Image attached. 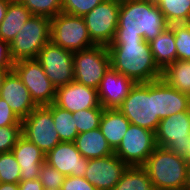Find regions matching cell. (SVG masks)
<instances>
[{"label":"cell","mask_w":190,"mask_h":190,"mask_svg":"<svg viewBox=\"0 0 190 190\" xmlns=\"http://www.w3.org/2000/svg\"><path fill=\"white\" fill-rule=\"evenodd\" d=\"M168 26L155 0H125L113 41L150 42Z\"/></svg>","instance_id":"obj_1"},{"label":"cell","mask_w":190,"mask_h":190,"mask_svg":"<svg viewBox=\"0 0 190 190\" xmlns=\"http://www.w3.org/2000/svg\"><path fill=\"white\" fill-rule=\"evenodd\" d=\"M108 50L111 67L135 83H147L162 78V71L155 63L149 42L112 41Z\"/></svg>","instance_id":"obj_2"},{"label":"cell","mask_w":190,"mask_h":190,"mask_svg":"<svg viewBox=\"0 0 190 190\" xmlns=\"http://www.w3.org/2000/svg\"><path fill=\"white\" fill-rule=\"evenodd\" d=\"M142 168L152 181L154 190L186 188L188 162L167 148L157 146Z\"/></svg>","instance_id":"obj_3"},{"label":"cell","mask_w":190,"mask_h":190,"mask_svg":"<svg viewBox=\"0 0 190 190\" xmlns=\"http://www.w3.org/2000/svg\"><path fill=\"white\" fill-rule=\"evenodd\" d=\"M118 109L131 124L156 132L160 122L156 116V80L135 83Z\"/></svg>","instance_id":"obj_4"},{"label":"cell","mask_w":190,"mask_h":190,"mask_svg":"<svg viewBox=\"0 0 190 190\" xmlns=\"http://www.w3.org/2000/svg\"><path fill=\"white\" fill-rule=\"evenodd\" d=\"M50 41V18L32 15L10 43L14 62L36 59L41 49Z\"/></svg>","instance_id":"obj_5"},{"label":"cell","mask_w":190,"mask_h":190,"mask_svg":"<svg viewBox=\"0 0 190 190\" xmlns=\"http://www.w3.org/2000/svg\"><path fill=\"white\" fill-rule=\"evenodd\" d=\"M74 81L98 89L105 73L111 67L107 46L93 45L73 54Z\"/></svg>","instance_id":"obj_6"},{"label":"cell","mask_w":190,"mask_h":190,"mask_svg":"<svg viewBox=\"0 0 190 190\" xmlns=\"http://www.w3.org/2000/svg\"><path fill=\"white\" fill-rule=\"evenodd\" d=\"M50 41L72 52L95 45L89 36L83 17L64 12L50 19Z\"/></svg>","instance_id":"obj_7"},{"label":"cell","mask_w":190,"mask_h":190,"mask_svg":"<svg viewBox=\"0 0 190 190\" xmlns=\"http://www.w3.org/2000/svg\"><path fill=\"white\" fill-rule=\"evenodd\" d=\"M22 135L45 155L61 142L54 126L52 104L37 106L22 120Z\"/></svg>","instance_id":"obj_8"},{"label":"cell","mask_w":190,"mask_h":190,"mask_svg":"<svg viewBox=\"0 0 190 190\" xmlns=\"http://www.w3.org/2000/svg\"><path fill=\"white\" fill-rule=\"evenodd\" d=\"M13 71L27 87L31 99L37 106H47L54 103L57 89L36 59L14 62Z\"/></svg>","instance_id":"obj_9"},{"label":"cell","mask_w":190,"mask_h":190,"mask_svg":"<svg viewBox=\"0 0 190 190\" xmlns=\"http://www.w3.org/2000/svg\"><path fill=\"white\" fill-rule=\"evenodd\" d=\"M120 2L104 0L83 16L89 36L95 45L109 46L118 26Z\"/></svg>","instance_id":"obj_10"},{"label":"cell","mask_w":190,"mask_h":190,"mask_svg":"<svg viewBox=\"0 0 190 190\" xmlns=\"http://www.w3.org/2000/svg\"><path fill=\"white\" fill-rule=\"evenodd\" d=\"M156 147L155 132L130 124L114 154L128 166L137 167L147 161Z\"/></svg>","instance_id":"obj_11"},{"label":"cell","mask_w":190,"mask_h":190,"mask_svg":"<svg viewBox=\"0 0 190 190\" xmlns=\"http://www.w3.org/2000/svg\"><path fill=\"white\" fill-rule=\"evenodd\" d=\"M73 54L49 41L36 57L56 89L74 81Z\"/></svg>","instance_id":"obj_12"},{"label":"cell","mask_w":190,"mask_h":190,"mask_svg":"<svg viewBox=\"0 0 190 190\" xmlns=\"http://www.w3.org/2000/svg\"><path fill=\"white\" fill-rule=\"evenodd\" d=\"M190 137V109L160 120L155 132L156 145L184 156Z\"/></svg>","instance_id":"obj_13"},{"label":"cell","mask_w":190,"mask_h":190,"mask_svg":"<svg viewBox=\"0 0 190 190\" xmlns=\"http://www.w3.org/2000/svg\"><path fill=\"white\" fill-rule=\"evenodd\" d=\"M129 166L117 155L88 159L84 178L97 190H112Z\"/></svg>","instance_id":"obj_14"},{"label":"cell","mask_w":190,"mask_h":190,"mask_svg":"<svg viewBox=\"0 0 190 190\" xmlns=\"http://www.w3.org/2000/svg\"><path fill=\"white\" fill-rule=\"evenodd\" d=\"M54 104L71 113L90 108H103L97 90L76 81L57 88Z\"/></svg>","instance_id":"obj_15"},{"label":"cell","mask_w":190,"mask_h":190,"mask_svg":"<svg viewBox=\"0 0 190 190\" xmlns=\"http://www.w3.org/2000/svg\"><path fill=\"white\" fill-rule=\"evenodd\" d=\"M45 162L65 177H84L88 168V159L80 154L74 142H60L46 154Z\"/></svg>","instance_id":"obj_16"},{"label":"cell","mask_w":190,"mask_h":190,"mask_svg":"<svg viewBox=\"0 0 190 190\" xmlns=\"http://www.w3.org/2000/svg\"><path fill=\"white\" fill-rule=\"evenodd\" d=\"M0 97L8 103L21 121L37 107L29 90L14 71H9L4 77Z\"/></svg>","instance_id":"obj_17"},{"label":"cell","mask_w":190,"mask_h":190,"mask_svg":"<svg viewBox=\"0 0 190 190\" xmlns=\"http://www.w3.org/2000/svg\"><path fill=\"white\" fill-rule=\"evenodd\" d=\"M134 84L132 79L110 67L97 89L101 106L104 109L118 108Z\"/></svg>","instance_id":"obj_18"},{"label":"cell","mask_w":190,"mask_h":190,"mask_svg":"<svg viewBox=\"0 0 190 190\" xmlns=\"http://www.w3.org/2000/svg\"><path fill=\"white\" fill-rule=\"evenodd\" d=\"M12 153L20 165V181L39 178L46 155L34 143L22 135L12 148Z\"/></svg>","instance_id":"obj_19"},{"label":"cell","mask_w":190,"mask_h":190,"mask_svg":"<svg viewBox=\"0 0 190 190\" xmlns=\"http://www.w3.org/2000/svg\"><path fill=\"white\" fill-rule=\"evenodd\" d=\"M189 109V95L173 88L163 78L156 80V116L160 120Z\"/></svg>","instance_id":"obj_20"},{"label":"cell","mask_w":190,"mask_h":190,"mask_svg":"<svg viewBox=\"0 0 190 190\" xmlns=\"http://www.w3.org/2000/svg\"><path fill=\"white\" fill-rule=\"evenodd\" d=\"M130 124L118 108L104 109L99 128L110 147L115 150L120 145Z\"/></svg>","instance_id":"obj_21"},{"label":"cell","mask_w":190,"mask_h":190,"mask_svg":"<svg viewBox=\"0 0 190 190\" xmlns=\"http://www.w3.org/2000/svg\"><path fill=\"white\" fill-rule=\"evenodd\" d=\"M74 143L80 154L86 159L102 158L114 154V150L106 141L100 128L79 133Z\"/></svg>","instance_id":"obj_22"},{"label":"cell","mask_w":190,"mask_h":190,"mask_svg":"<svg viewBox=\"0 0 190 190\" xmlns=\"http://www.w3.org/2000/svg\"><path fill=\"white\" fill-rule=\"evenodd\" d=\"M31 16L32 13L19 0H11L0 24V39L10 44Z\"/></svg>","instance_id":"obj_23"},{"label":"cell","mask_w":190,"mask_h":190,"mask_svg":"<svg viewBox=\"0 0 190 190\" xmlns=\"http://www.w3.org/2000/svg\"><path fill=\"white\" fill-rule=\"evenodd\" d=\"M149 45L155 63L162 72L177 60L175 37L169 26L151 40Z\"/></svg>","instance_id":"obj_24"},{"label":"cell","mask_w":190,"mask_h":190,"mask_svg":"<svg viewBox=\"0 0 190 190\" xmlns=\"http://www.w3.org/2000/svg\"><path fill=\"white\" fill-rule=\"evenodd\" d=\"M162 78L173 88L190 96V61L176 60L162 72Z\"/></svg>","instance_id":"obj_25"},{"label":"cell","mask_w":190,"mask_h":190,"mask_svg":"<svg viewBox=\"0 0 190 190\" xmlns=\"http://www.w3.org/2000/svg\"><path fill=\"white\" fill-rule=\"evenodd\" d=\"M168 25L190 23V0H155Z\"/></svg>","instance_id":"obj_26"},{"label":"cell","mask_w":190,"mask_h":190,"mask_svg":"<svg viewBox=\"0 0 190 190\" xmlns=\"http://www.w3.org/2000/svg\"><path fill=\"white\" fill-rule=\"evenodd\" d=\"M112 190H154V188L142 166H129Z\"/></svg>","instance_id":"obj_27"},{"label":"cell","mask_w":190,"mask_h":190,"mask_svg":"<svg viewBox=\"0 0 190 190\" xmlns=\"http://www.w3.org/2000/svg\"><path fill=\"white\" fill-rule=\"evenodd\" d=\"M54 126L61 142H74L78 135L73 114L52 103Z\"/></svg>","instance_id":"obj_28"},{"label":"cell","mask_w":190,"mask_h":190,"mask_svg":"<svg viewBox=\"0 0 190 190\" xmlns=\"http://www.w3.org/2000/svg\"><path fill=\"white\" fill-rule=\"evenodd\" d=\"M104 108H90L72 113L78 134L99 128Z\"/></svg>","instance_id":"obj_29"},{"label":"cell","mask_w":190,"mask_h":190,"mask_svg":"<svg viewBox=\"0 0 190 190\" xmlns=\"http://www.w3.org/2000/svg\"><path fill=\"white\" fill-rule=\"evenodd\" d=\"M177 60L190 61V23L172 24Z\"/></svg>","instance_id":"obj_30"},{"label":"cell","mask_w":190,"mask_h":190,"mask_svg":"<svg viewBox=\"0 0 190 190\" xmlns=\"http://www.w3.org/2000/svg\"><path fill=\"white\" fill-rule=\"evenodd\" d=\"M32 15L53 18L62 12V0H19Z\"/></svg>","instance_id":"obj_31"},{"label":"cell","mask_w":190,"mask_h":190,"mask_svg":"<svg viewBox=\"0 0 190 190\" xmlns=\"http://www.w3.org/2000/svg\"><path fill=\"white\" fill-rule=\"evenodd\" d=\"M20 165L11 152L0 153V183L20 182Z\"/></svg>","instance_id":"obj_32"},{"label":"cell","mask_w":190,"mask_h":190,"mask_svg":"<svg viewBox=\"0 0 190 190\" xmlns=\"http://www.w3.org/2000/svg\"><path fill=\"white\" fill-rule=\"evenodd\" d=\"M104 0H62V12L74 16H84Z\"/></svg>","instance_id":"obj_33"},{"label":"cell","mask_w":190,"mask_h":190,"mask_svg":"<svg viewBox=\"0 0 190 190\" xmlns=\"http://www.w3.org/2000/svg\"><path fill=\"white\" fill-rule=\"evenodd\" d=\"M38 179L41 181L44 188L61 189L65 176L54 167L44 162L41 165Z\"/></svg>","instance_id":"obj_34"},{"label":"cell","mask_w":190,"mask_h":190,"mask_svg":"<svg viewBox=\"0 0 190 190\" xmlns=\"http://www.w3.org/2000/svg\"><path fill=\"white\" fill-rule=\"evenodd\" d=\"M22 136V125L0 127V153L11 152Z\"/></svg>","instance_id":"obj_35"},{"label":"cell","mask_w":190,"mask_h":190,"mask_svg":"<svg viewBox=\"0 0 190 190\" xmlns=\"http://www.w3.org/2000/svg\"><path fill=\"white\" fill-rule=\"evenodd\" d=\"M22 125V121L11 110L8 103L0 97V127Z\"/></svg>","instance_id":"obj_36"},{"label":"cell","mask_w":190,"mask_h":190,"mask_svg":"<svg viewBox=\"0 0 190 190\" xmlns=\"http://www.w3.org/2000/svg\"><path fill=\"white\" fill-rule=\"evenodd\" d=\"M61 190H97L84 177L66 176Z\"/></svg>","instance_id":"obj_37"},{"label":"cell","mask_w":190,"mask_h":190,"mask_svg":"<svg viewBox=\"0 0 190 190\" xmlns=\"http://www.w3.org/2000/svg\"><path fill=\"white\" fill-rule=\"evenodd\" d=\"M14 61L10 54V44L0 39V68L13 71Z\"/></svg>","instance_id":"obj_38"},{"label":"cell","mask_w":190,"mask_h":190,"mask_svg":"<svg viewBox=\"0 0 190 190\" xmlns=\"http://www.w3.org/2000/svg\"><path fill=\"white\" fill-rule=\"evenodd\" d=\"M19 190H43V185L39 179L20 181Z\"/></svg>","instance_id":"obj_39"},{"label":"cell","mask_w":190,"mask_h":190,"mask_svg":"<svg viewBox=\"0 0 190 190\" xmlns=\"http://www.w3.org/2000/svg\"><path fill=\"white\" fill-rule=\"evenodd\" d=\"M10 1L11 0H0V24L6 15V11Z\"/></svg>","instance_id":"obj_40"},{"label":"cell","mask_w":190,"mask_h":190,"mask_svg":"<svg viewBox=\"0 0 190 190\" xmlns=\"http://www.w3.org/2000/svg\"><path fill=\"white\" fill-rule=\"evenodd\" d=\"M0 190H19V186L14 183H0Z\"/></svg>","instance_id":"obj_41"},{"label":"cell","mask_w":190,"mask_h":190,"mask_svg":"<svg viewBox=\"0 0 190 190\" xmlns=\"http://www.w3.org/2000/svg\"><path fill=\"white\" fill-rule=\"evenodd\" d=\"M8 72H9L8 69H2V68H0V90H1L3 79L7 75Z\"/></svg>","instance_id":"obj_42"},{"label":"cell","mask_w":190,"mask_h":190,"mask_svg":"<svg viewBox=\"0 0 190 190\" xmlns=\"http://www.w3.org/2000/svg\"><path fill=\"white\" fill-rule=\"evenodd\" d=\"M183 157L187 160L188 163H190V137H189L186 152Z\"/></svg>","instance_id":"obj_43"},{"label":"cell","mask_w":190,"mask_h":190,"mask_svg":"<svg viewBox=\"0 0 190 190\" xmlns=\"http://www.w3.org/2000/svg\"><path fill=\"white\" fill-rule=\"evenodd\" d=\"M186 188L190 190V163H188V175H187V185Z\"/></svg>","instance_id":"obj_44"},{"label":"cell","mask_w":190,"mask_h":190,"mask_svg":"<svg viewBox=\"0 0 190 190\" xmlns=\"http://www.w3.org/2000/svg\"><path fill=\"white\" fill-rule=\"evenodd\" d=\"M43 190H61V189H48V188H43Z\"/></svg>","instance_id":"obj_45"},{"label":"cell","mask_w":190,"mask_h":190,"mask_svg":"<svg viewBox=\"0 0 190 190\" xmlns=\"http://www.w3.org/2000/svg\"><path fill=\"white\" fill-rule=\"evenodd\" d=\"M174 190H188L187 188H182V189H174Z\"/></svg>","instance_id":"obj_46"}]
</instances>
